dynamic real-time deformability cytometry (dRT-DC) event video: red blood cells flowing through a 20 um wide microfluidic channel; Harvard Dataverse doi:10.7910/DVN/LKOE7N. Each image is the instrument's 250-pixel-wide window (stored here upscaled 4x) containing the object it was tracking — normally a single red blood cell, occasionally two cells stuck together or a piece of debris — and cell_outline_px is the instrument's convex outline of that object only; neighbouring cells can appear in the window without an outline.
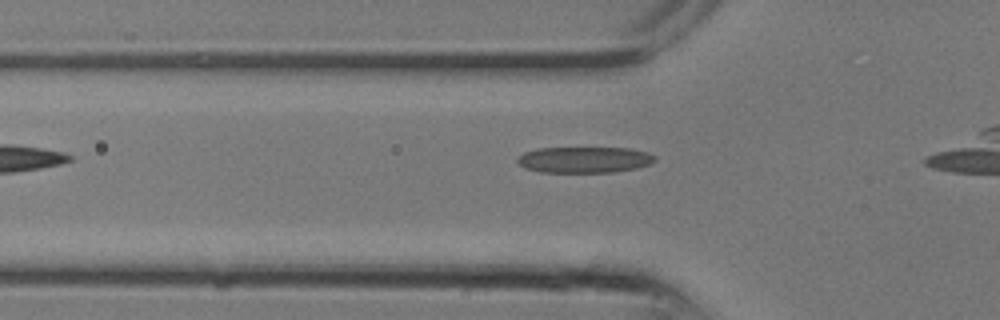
{"species": "common noctule bat (a hibernating species)", "species_latin": "Nyctalus noctula", "temperature_condition": "room temperature", "stored_images_in_passage": 6, "camera_frame_rate_fps": 3000, "um_per_image_px": 0.085, "animal": {"sex": "male", "body_mass_g": 13.3}, "frame": {"image": 1, "passage_image": 6, "time_ms": 1.667, "image_size_px": [1000, 320], "cell_outline_px": [[656, 160], [648, 164], [636, 168], [616, 172], [540, 172], [524, 168], [516, 160], [516, 156], [524, 152], [536, 148], [628, 148], [648, 152], [656, 156]], "centroid_in_image_um": [49.64, 13.57], "position_along_channel_um": 76.2, "area_um2": 21.04}}